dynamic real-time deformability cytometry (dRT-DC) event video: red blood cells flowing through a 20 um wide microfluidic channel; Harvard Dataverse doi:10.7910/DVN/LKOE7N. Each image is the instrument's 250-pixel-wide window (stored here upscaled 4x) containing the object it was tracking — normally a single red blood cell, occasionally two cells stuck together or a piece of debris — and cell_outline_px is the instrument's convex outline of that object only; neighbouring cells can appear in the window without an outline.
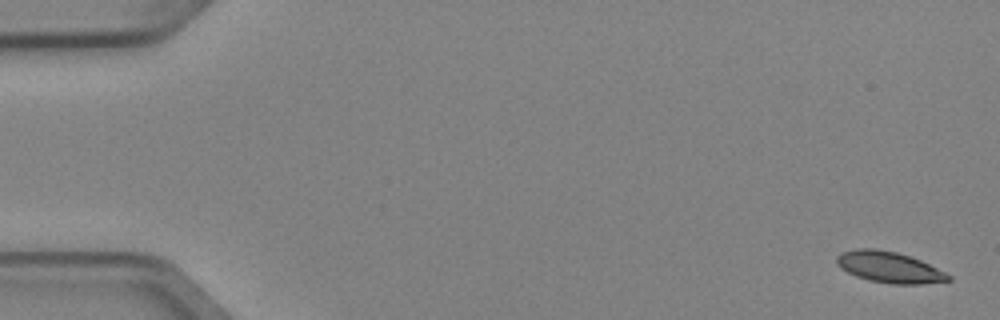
{"species": "Egyptian fruit bat (a non-hibernating species)", "species_latin": "Rousettus aegyptiacus", "temperature_condition": "cold", "stored_images_in_passage": 5, "camera_frame_rate_fps": 3000, "um_per_image_px": 0.085, "animal": {"sex": "female"}, "frame": {"image": 1, "passage_image": 1, "time_ms": 0.0, "image_size_px": [1000, 320], "cell_outline_px": [[952, 280], [920, 284], [892, 284], [868, 280], [856, 276], [840, 268], [836, 264], [836, 256], [840, 252], [856, 248], [876, 248], [896, 252], [920, 260], [952, 276]], "centroid_in_image_um": [75.53, 22.7], "position_along_channel_um": 9.5, "area_um2": 20.23}}